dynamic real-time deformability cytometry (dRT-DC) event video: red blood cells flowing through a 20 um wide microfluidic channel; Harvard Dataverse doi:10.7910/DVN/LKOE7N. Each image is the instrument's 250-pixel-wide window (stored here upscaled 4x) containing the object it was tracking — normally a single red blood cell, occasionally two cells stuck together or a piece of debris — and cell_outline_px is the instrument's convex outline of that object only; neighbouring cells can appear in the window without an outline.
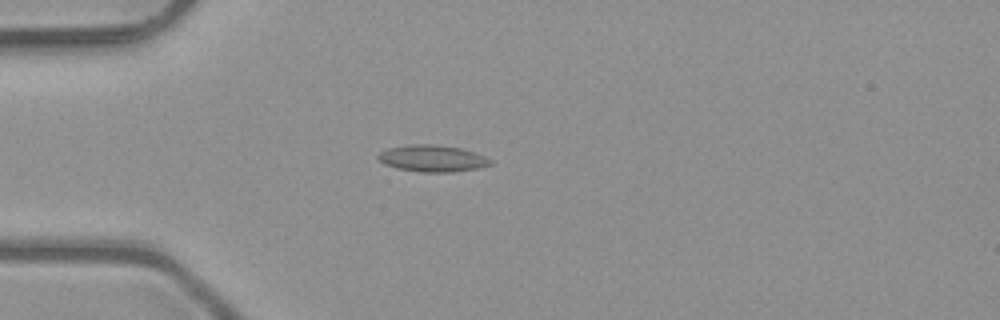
{"species": "common noctule bat (a hibernating species)", "species_latin": "Nyctalus noctula", "temperature_condition": "room temperature", "stored_images_in_passage": 5, "camera_frame_rate_fps": 3000, "um_per_image_px": 0.085, "animal": {"sex": "male", "body_mass_g": 23.1, "forearm_length_mm": 52.7}, "frame": {"image": 1, "passage_image": 4, "time_ms": 1.0, "image_size_px": [1000, 320], "cell_outline_px": [[492, 164], [476, 168], [452, 172], [420, 172], [396, 168], [384, 164], [376, 156], [380, 152], [388, 148], [408, 144], [436, 144], [460, 148], [484, 156], [492, 160]], "centroid_in_image_um": [36.71, 13.46], "position_along_channel_um": 48.3, "area_um2": 17.4}}